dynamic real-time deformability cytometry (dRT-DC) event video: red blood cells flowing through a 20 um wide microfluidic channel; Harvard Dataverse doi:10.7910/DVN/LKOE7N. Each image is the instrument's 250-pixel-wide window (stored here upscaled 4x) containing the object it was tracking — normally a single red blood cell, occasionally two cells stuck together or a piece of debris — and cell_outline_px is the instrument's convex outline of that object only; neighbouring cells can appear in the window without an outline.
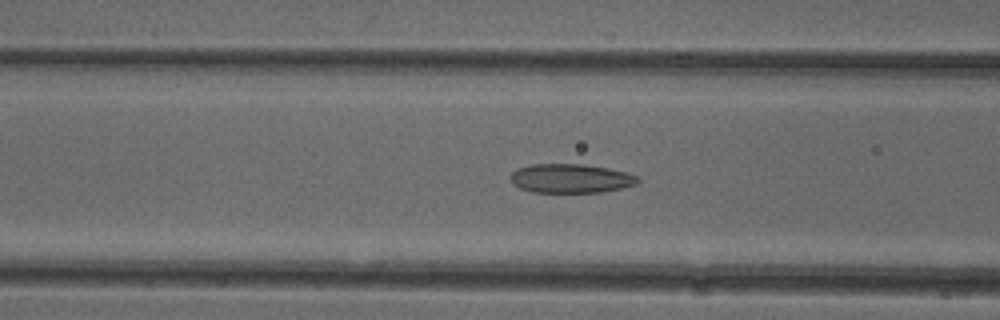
{"species": "common noctule bat (a hibernating species)", "species_latin": "Nyctalus noctula", "temperature_condition": "cold", "stored_images_in_passage": 53, "camera_frame_rate_fps": 3000, "um_per_image_px": 0.085, "animal": {"sex": "female"}, "frame": {"image": 1, "passage_image": 21, "time_ms": 6.667, "image_size_px": [1000, 320], "cell_outline_px": [[640, 180], [636, 184], [620, 188], [600, 192], [532, 192], [520, 188], [512, 184], [512, 172], [516, 168], [532, 164], [584, 164], [608, 168], [628, 172], [636, 176]], "centroid_in_image_um": [48.5, 15.16], "position_along_channel_um": 118.1, "area_um2": 21.5}}
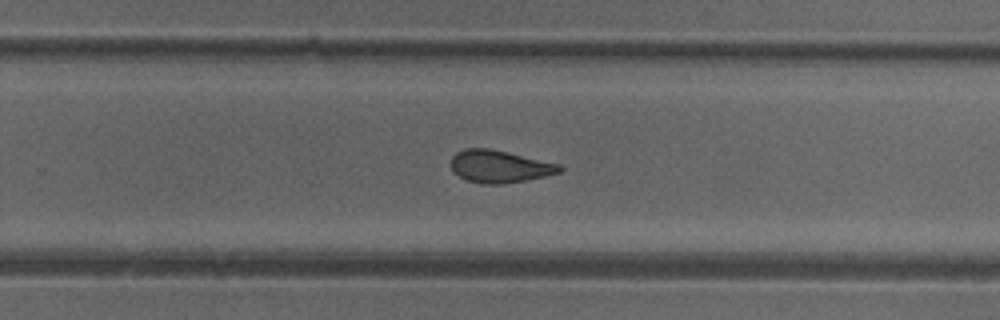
{"frame": {"image": 2, "passage_image": 34, "time_ms": 11.0, "image_size_px": [1000, 320], "cell_outline_px": [[564, 168], [560, 172], [544, 176], [524, 180], [500, 184], [480, 184], [468, 180], [452, 172], [452, 156], [456, 152], [464, 148], [488, 148], [508, 152], [560, 164]], "centroid_in_image_um": [42.45, 14.14], "position_along_channel_um": 287.4, "area_um2": 20.4}}
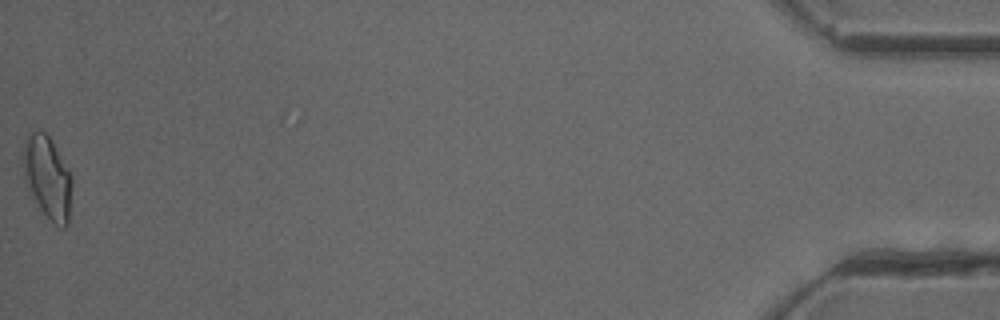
{"frame": {"image": 3, "passage_image": 53, "time_ms": 17.333, "image_size_px": [1000, 320], "cell_outline_px": [[72, 184], [68, 224], [64, 228], [60, 228], [40, 208], [28, 192], [24, 180], [20, 156], [20, 152], [24, 140], [36, 128], [40, 128], [52, 140], [72, 176]], "centroid_in_image_um": [3.98, 15.02], "position_along_channel_um": 431.2, "area_um2": 24.1}, "authors_computed_cell_mechanics": {"area_um2": 21.5594, "velocity_mm_per_s": 3.9188, "shape_relaxation_time_tau1_ms": 8.9064, "shape_relaxation_time_tau2_ms": 3.012, "deformation_change_tau1": 0.1682, "deformation_change_tau2": 0.1065}}